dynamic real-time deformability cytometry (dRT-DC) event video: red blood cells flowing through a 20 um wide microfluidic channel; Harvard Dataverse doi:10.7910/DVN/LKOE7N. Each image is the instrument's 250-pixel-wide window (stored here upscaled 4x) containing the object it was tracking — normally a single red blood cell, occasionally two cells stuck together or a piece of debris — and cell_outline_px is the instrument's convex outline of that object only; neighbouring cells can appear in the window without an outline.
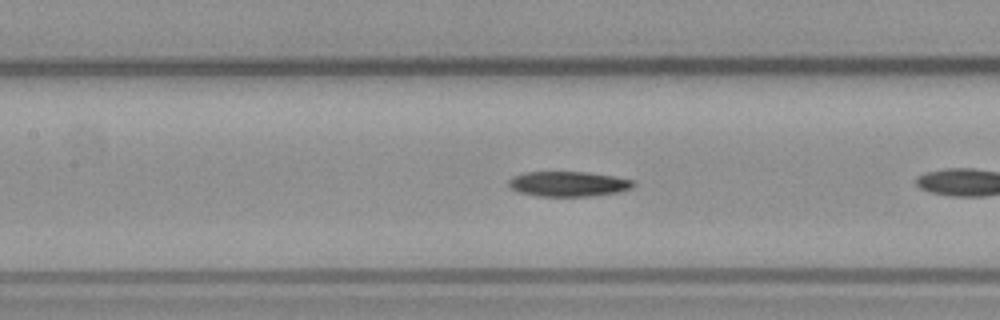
{"species": "common noctule bat (a hibernating species)", "species_latin": "Nyctalus noctula", "temperature_condition": "warm", "stored_images_in_passage": 14, "camera_frame_rate_fps": 3000, "um_per_image_px": 0.085, "animal": {"sex": "male", "body_mass_g": 23.1, "forearm_length_mm": 52.7}, "frame": {"image": 1, "passage_image": 8, "time_ms": 2.333, "image_size_px": [1000, 320], "cell_outline_px": [[636, 184], [632, 188], [616, 192], [592, 196], [536, 196], [520, 192], [508, 188], [508, 180], [512, 176], [524, 172], [584, 172], [612, 176], [632, 180]], "centroid_in_image_um": [48.25, 15.63], "position_along_channel_um": 159.2, "area_um2": 18.21}}